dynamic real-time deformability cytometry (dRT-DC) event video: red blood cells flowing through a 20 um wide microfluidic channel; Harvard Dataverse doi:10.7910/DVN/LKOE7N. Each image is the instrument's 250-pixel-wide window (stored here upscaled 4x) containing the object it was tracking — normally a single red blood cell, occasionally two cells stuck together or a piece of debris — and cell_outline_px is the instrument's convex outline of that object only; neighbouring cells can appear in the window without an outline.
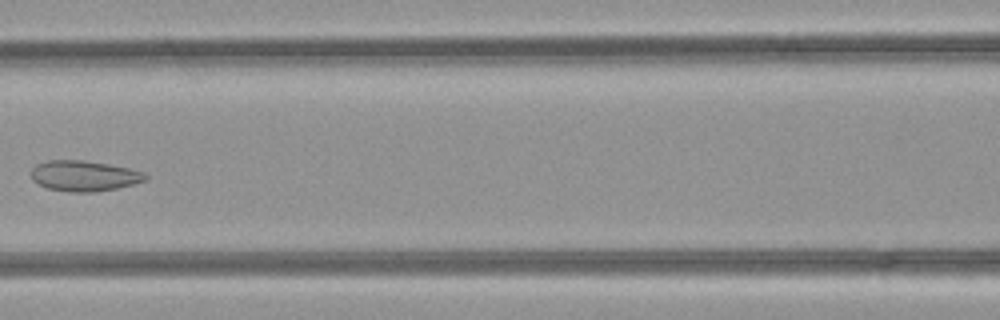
{"species": "common noctule bat (a hibernating species)", "species_latin": "Nyctalus noctula", "temperature_condition": "room temperature", "stored_images_in_passage": 7, "camera_frame_rate_fps": 3000, "um_per_image_px": 0.085, "animal": {"sex": "female", "body_mass_g": 21.9}, "frame": {"image": 1, "passage_image": 7, "time_ms": 2.0, "image_size_px": [1000, 320], "cell_outline_px": [[148, 180], [116, 188], [96, 192], [68, 192], [48, 188], [32, 180], [32, 168], [36, 164], [48, 160], [84, 160], [108, 164], [128, 168], [144, 172], [148, 176]], "centroid_in_image_um": [7.16, 14.95], "position_along_channel_um": 159.4, "area_um2": 20.35}}